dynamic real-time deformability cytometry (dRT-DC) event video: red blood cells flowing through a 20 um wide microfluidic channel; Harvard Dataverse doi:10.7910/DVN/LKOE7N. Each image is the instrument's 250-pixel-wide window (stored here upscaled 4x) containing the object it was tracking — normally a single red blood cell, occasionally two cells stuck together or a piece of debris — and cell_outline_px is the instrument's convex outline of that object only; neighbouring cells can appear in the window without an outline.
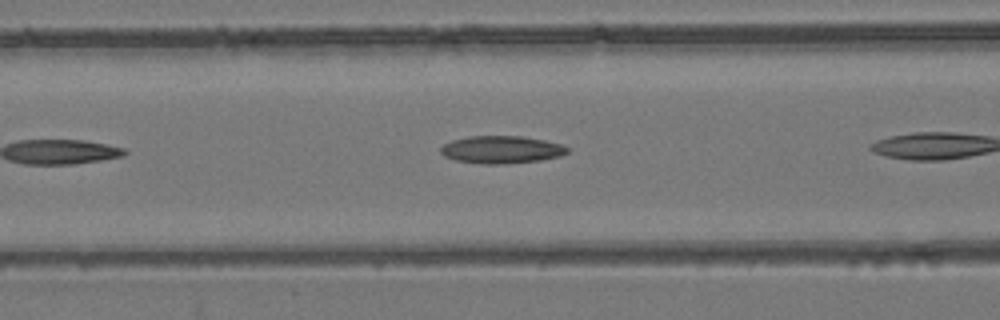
{"species": "common noctule bat (a hibernating species)", "species_latin": "Nyctalus noctula", "temperature_condition": "room temperature", "stored_images_in_passage": 8, "camera_frame_rate_fps": 3000, "um_per_image_px": 0.085, "animal": {"sex": "female", "body_mass_g": 24.6, "forearm_length_mm": 56.2}, "frame": {"image": 1, "passage_image": 6, "time_ms": 1.667, "image_size_px": [1000, 320], "cell_outline_px": [[568, 152], [560, 156], [540, 160], [504, 164], [480, 164], [456, 160], [444, 156], [440, 152], [440, 148], [444, 144], [452, 140], [468, 136], [520, 136], [544, 140], [560, 144], [568, 148]], "centroid_in_image_um": [42.59, 12.72], "position_along_channel_um": 124.0, "area_um2": 20.29}}